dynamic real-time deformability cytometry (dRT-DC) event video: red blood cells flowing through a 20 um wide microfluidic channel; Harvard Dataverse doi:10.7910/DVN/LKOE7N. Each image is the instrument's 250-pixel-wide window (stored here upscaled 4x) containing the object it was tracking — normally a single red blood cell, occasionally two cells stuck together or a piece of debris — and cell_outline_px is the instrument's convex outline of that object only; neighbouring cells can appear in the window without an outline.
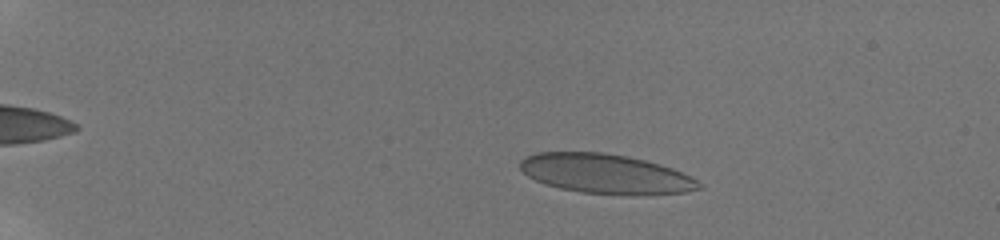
{"species": "human", "species_latin": "Homo sapiens", "temperature_condition": "room temperature", "stored_images_in_passage": 16, "camera_frame_rate_fps": 3000, "um_per_image_px": 0.085, "donor": {"sex": "male"}, "frame": {"image": 1, "passage_image": 3, "time_ms": 2.0, "image_size_px": [1000, 240], "cell_outline_px": [[704, 188], [684, 192], [644, 196], [580, 192], [560, 188], [536, 180], [528, 176], [520, 168], [520, 160], [524, 156], [536, 152], [604, 152], [628, 156], [660, 164], [672, 168], [692, 176], [704, 184]], "centroid_in_image_um": [51.54, 14.78], "position_along_channel_um": 33.5, "area_um2": 41.67}}
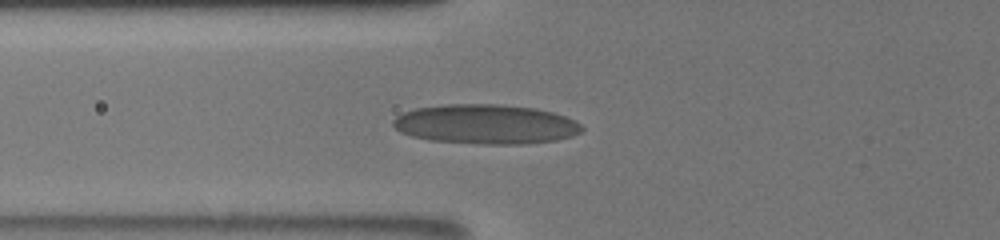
{"frame": {"image": 2, "passage_image": 10, "time_ms": 6.0, "image_size_px": [1000, 240], "cell_outline_px": [[584, 128], [580, 132], [572, 136], [556, 140], [524, 144], [480, 144], [432, 140], [412, 136], [400, 132], [392, 124], [392, 120], [396, 116], [404, 112], [416, 108], [444, 104], [500, 104], [536, 108], [552, 112], [564, 116], [580, 124]], "centroid_in_image_um": [41.27, 10.55], "position_along_channel_um": 84.5, "area_um2": 43.52}}
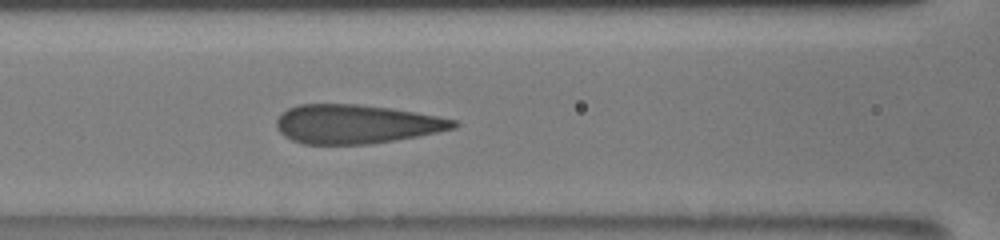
{"frame": {"image": 3, "passage_image": 13, "time_ms": 7.333, "image_size_px": [1000, 240], "cell_outline_px": [[460, 124], [456, 128], [396, 140], [372, 144], [304, 144], [292, 140], [284, 136], [276, 128], [276, 120], [288, 108], [300, 104], [356, 104], [392, 108], [416, 112], [460, 120]], "centroid_in_image_um": [30.31, 10.54], "position_along_channel_um": 136.3, "area_um2": 40.34}}